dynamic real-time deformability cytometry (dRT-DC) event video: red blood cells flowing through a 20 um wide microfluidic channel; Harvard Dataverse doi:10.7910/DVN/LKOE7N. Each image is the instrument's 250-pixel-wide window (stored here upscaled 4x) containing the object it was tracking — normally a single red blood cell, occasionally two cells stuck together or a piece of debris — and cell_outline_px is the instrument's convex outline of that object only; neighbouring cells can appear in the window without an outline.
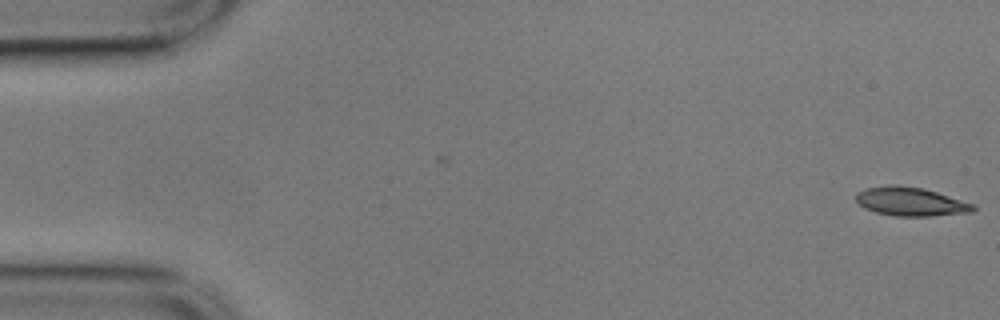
{"species": "common noctule bat (a hibernating species)", "species_latin": "Nyctalus noctula", "temperature_condition": "cold", "stored_images_in_passage": 57, "camera_frame_rate_fps": 3000, "um_per_image_px": 0.085, "animal": {"sex": "male", "body_mass_g": 17.9}, "frame": {"image": 1, "passage_image": 1, "time_ms": 0.0, "image_size_px": [1000, 320], "cell_outline_px": [[976, 208], [972, 212], [932, 216], [896, 216], [876, 212], [864, 208], [856, 200], [856, 192], [868, 188], [888, 184], [896, 184], [924, 188], [976, 204]], "centroid_in_image_um": [77.43, 17.13], "position_along_channel_um": 7.6, "area_um2": 19.77}}
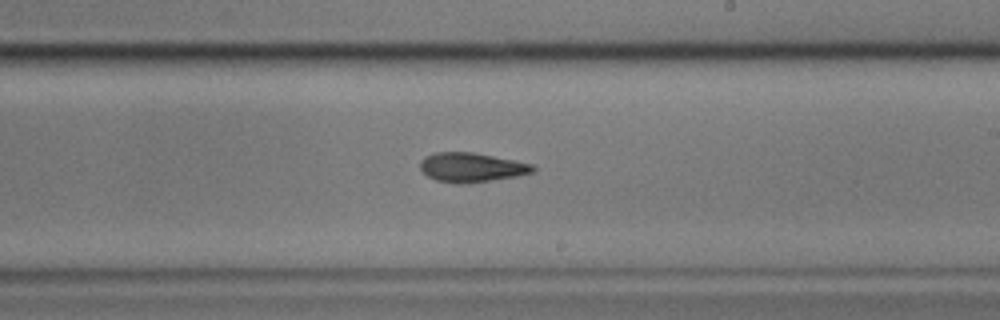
{"frame": {"image": 2, "passage_image": 33, "time_ms": 10.667, "image_size_px": [1000, 320], "cell_outline_px": [[536, 172], [516, 176], [464, 184], [456, 184], [436, 180], [428, 176], [420, 168], [420, 160], [424, 156], [436, 152], [472, 152], [516, 160], [532, 164], [536, 168]], "centroid_in_image_um": [40.08, 14.22], "position_along_channel_um": 248.9, "area_um2": 19.36}}
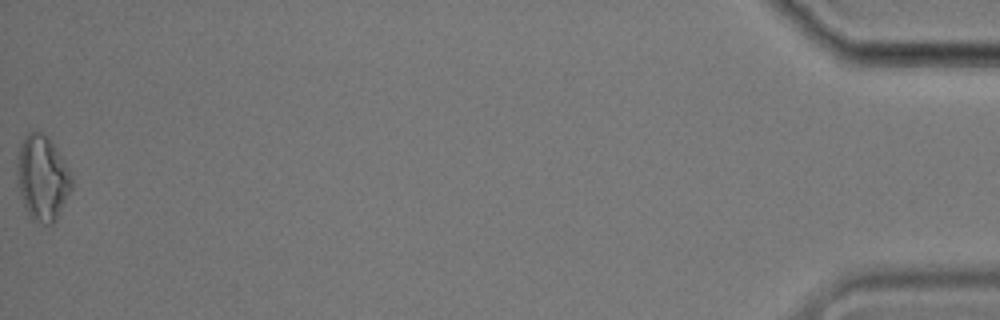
{"frame": {"image": 3, "passage_image": 57, "time_ms": 18.667, "image_size_px": [1000, 320], "cell_outline_px": [[72, 188], [56, 220], [52, 224], [44, 224], [32, 220], [28, 216], [16, 184], [16, 164], [20, 144], [24, 136], [28, 132], [40, 132], [48, 136], [56, 148], [72, 176]], "centroid_in_image_um": [3.57, 15.14], "position_along_channel_um": 431.6, "area_um2": 27.34}, "authors_computed_cell_mechanics": {"area_um2": 19.4786, "velocity_mm_per_s": 3.5046, "shape_relaxation_time_tau1_ms": 5.5467, "shape_relaxation_time_tau2_ms": 5.3472, "deformation_change_tau1": 0.1648, "deformation_change_tau2": 0.1359}}